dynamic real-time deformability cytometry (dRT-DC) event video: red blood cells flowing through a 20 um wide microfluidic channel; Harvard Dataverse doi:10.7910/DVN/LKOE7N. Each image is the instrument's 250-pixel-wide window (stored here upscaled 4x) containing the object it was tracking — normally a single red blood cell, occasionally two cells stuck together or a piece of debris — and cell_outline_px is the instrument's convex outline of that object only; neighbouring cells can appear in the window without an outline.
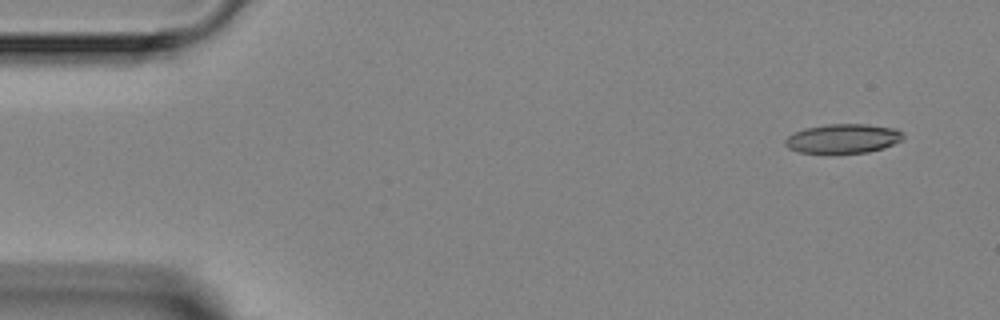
{"species": "Egyptian fruit bat (a non-hibernating species)", "species_latin": "Rousettus aegyptiacus", "temperature_condition": "room temperature", "stored_images_in_passage": 3, "camera_frame_rate_fps": 3000, "um_per_image_px": 0.085, "animal": {"sex": "female"}, "frame": {"image": 1, "passage_image": 1, "time_ms": 0.0, "image_size_px": [1000, 320], "cell_outline_px": [[904, 140], [884, 148], [868, 152], [800, 152], [788, 148], [784, 144], [784, 140], [788, 136], [804, 128], [828, 124], [868, 124], [896, 128], [904, 136]], "centroid_in_image_um": [71.69, 11.76], "position_along_channel_um": 13.3, "area_um2": 20.0}}